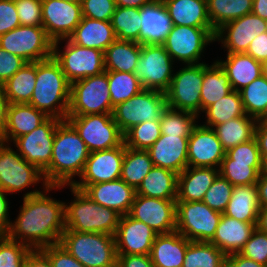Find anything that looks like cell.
Returning a JSON list of instances; mask_svg holds the SVG:
<instances>
[{"label": "cell", "instance_id": "cell-56", "mask_svg": "<svg viewBox=\"0 0 267 267\" xmlns=\"http://www.w3.org/2000/svg\"><path fill=\"white\" fill-rule=\"evenodd\" d=\"M27 63L22 57L11 54L0 47V85H3Z\"/></svg>", "mask_w": 267, "mask_h": 267}, {"label": "cell", "instance_id": "cell-38", "mask_svg": "<svg viewBox=\"0 0 267 267\" xmlns=\"http://www.w3.org/2000/svg\"><path fill=\"white\" fill-rule=\"evenodd\" d=\"M37 74V62H28L4 84L10 104H26L32 97Z\"/></svg>", "mask_w": 267, "mask_h": 267}, {"label": "cell", "instance_id": "cell-48", "mask_svg": "<svg viewBox=\"0 0 267 267\" xmlns=\"http://www.w3.org/2000/svg\"><path fill=\"white\" fill-rule=\"evenodd\" d=\"M160 135V120L145 121L124 133V144L131 149L148 150Z\"/></svg>", "mask_w": 267, "mask_h": 267}, {"label": "cell", "instance_id": "cell-26", "mask_svg": "<svg viewBox=\"0 0 267 267\" xmlns=\"http://www.w3.org/2000/svg\"><path fill=\"white\" fill-rule=\"evenodd\" d=\"M218 175L219 169L213 167L188 166L178 175L176 201H202Z\"/></svg>", "mask_w": 267, "mask_h": 267}, {"label": "cell", "instance_id": "cell-65", "mask_svg": "<svg viewBox=\"0 0 267 267\" xmlns=\"http://www.w3.org/2000/svg\"><path fill=\"white\" fill-rule=\"evenodd\" d=\"M228 257L236 264V267H267L261 263H257L252 259L246 258L239 253H233Z\"/></svg>", "mask_w": 267, "mask_h": 267}, {"label": "cell", "instance_id": "cell-72", "mask_svg": "<svg viewBox=\"0 0 267 267\" xmlns=\"http://www.w3.org/2000/svg\"><path fill=\"white\" fill-rule=\"evenodd\" d=\"M64 1L72 2V3H80V4L82 2V0H64Z\"/></svg>", "mask_w": 267, "mask_h": 267}, {"label": "cell", "instance_id": "cell-14", "mask_svg": "<svg viewBox=\"0 0 267 267\" xmlns=\"http://www.w3.org/2000/svg\"><path fill=\"white\" fill-rule=\"evenodd\" d=\"M0 47L27 62H37L52 57L53 41L43 27L20 25L0 36Z\"/></svg>", "mask_w": 267, "mask_h": 267}, {"label": "cell", "instance_id": "cell-6", "mask_svg": "<svg viewBox=\"0 0 267 267\" xmlns=\"http://www.w3.org/2000/svg\"><path fill=\"white\" fill-rule=\"evenodd\" d=\"M107 71L71 83L67 116L112 114Z\"/></svg>", "mask_w": 267, "mask_h": 267}, {"label": "cell", "instance_id": "cell-49", "mask_svg": "<svg viewBox=\"0 0 267 267\" xmlns=\"http://www.w3.org/2000/svg\"><path fill=\"white\" fill-rule=\"evenodd\" d=\"M31 249L21 242L0 236V267H24L25 258Z\"/></svg>", "mask_w": 267, "mask_h": 267}, {"label": "cell", "instance_id": "cell-25", "mask_svg": "<svg viewBox=\"0 0 267 267\" xmlns=\"http://www.w3.org/2000/svg\"><path fill=\"white\" fill-rule=\"evenodd\" d=\"M256 229V224L238 221L222 214L216 233L210 241L226 256L239 253Z\"/></svg>", "mask_w": 267, "mask_h": 267}, {"label": "cell", "instance_id": "cell-66", "mask_svg": "<svg viewBox=\"0 0 267 267\" xmlns=\"http://www.w3.org/2000/svg\"><path fill=\"white\" fill-rule=\"evenodd\" d=\"M157 0H115L116 7H134L141 9L144 6L150 5Z\"/></svg>", "mask_w": 267, "mask_h": 267}, {"label": "cell", "instance_id": "cell-46", "mask_svg": "<svg viewBox=\"0 0 267 267\" xmlns=\"http://www.w3.org/2000/svg\"><path fill=\"white\" fill-rule=\"evenodd\" d=\"M261 163L235 162L227 154L222 160L219 174L233 186L256 184Z\"/></svg>", "mask_w": 267, "mask_h": 267}, {"label": "cell", "instance_id": "cell-41", "mask_svg": "<svg viewBox=\"0 0 267 267\" xmlns=\"http://www.w3.org/2000/svg\"><path fill=\"white\" fill-rule=\"evenodd\" d=\"M111 24L117 40L141 43V9L116 7Z\"/></svg>", "mask_w": 267, "mask_h": 267}, {"label": "cell", "instance_id": "cell-15", "mask_svg": "<svg viewBox=\"0 0 267 267\" xmlns=\"http://www.w3.org/2000/svg\"><path fill=\"white\" fill-rule=\"evenodd\" d=\"M41 181L43 188H46L48 185L43 172L37 166L28 163L8 143L0 141V189L13 194Z\"/></svg>", "mask_w": 267, "mask_h": 267}, {"label": "cell", "instance_id": "cell-57", "mask_svg": "<svg viewBox=\"0 0 267 267\" xmlns=\"http://www.w3.org/2000/svg\"><path fill=\"white\" fill-rule=\"evenodd\" d=\"M20 25L15 0H0V36Z\"/></svg>", "mask_w": 267, "mask_h": 267}, {"label": "cell", "instance_id": "cell-12", "mask_svg": "<svg viewBox=\"0 0 267 267\" xmlns=\"http://www.w3.org/2000/svg\"><path fill=\"white\" fill-rule=\"evenodd\" d=\"M173 63L162 44L141 43V54L134 74L144 89L165 93L174 75Z\"/></svg>", "mask_w": 267, "mask_h": 267}, {"label": "cell", "instance_id": "cell-5", "mask_svg": "<svg viewBox=\"0 0 267 267\" xmlns=\"http://www.w3.org/2000/svg\"><path fill=\"white\" fill-rule=\"evenodd\" d=\"M60 244L85 267H115V236L65 230Z\"/></svg>", "mask_w": 267, "mask_h": 267}, {"label": "cell", "instance_id": "cell-13", "mask_svg": "<svg viewBox=\"0 0 267 267\" xmlns=\"http://www.w3.org/2000/svg\"><path fill=\"white\" fill-rule=\"evenodd\" d=\"M215 33L213 28L172 25L162 45L174 62L199 64L205 46L215 41Z\"/></svg>", "mask_w": 267, "mask_h": 267}, {"label": "cell", "instance_id": "cell-44", "mask_svg": "<svg viewBox=\"0 0 267 267\" xmlns=\"http://www.w3.org/2000/svg\"><path fill=\"white\" fill-rule=\"evenodd\" d=\"M227 256L210 242L191 241L182 267H221Z\"/></svg>", "mask_w": 267, "mask_h": 267}, {"label": "cell", "instance_id": "cell-37", "mask_svg": "<svg viewBox=\"0 0 267 267\" xmlns=\"http://www.w3.org/2000/svg\"><path fill=\"white\" fill-rule=\"evenodd\" d=\"M201 88V112L233 91L227 74L216 61L210 66L204 63Z\"/></svg>", "mask_w": 267, "mask_h": 267}, {"label": "cell", "instance_id": "cell-31", "mask_svg": "<svg viewBox=\"0 0 267 267\" xmlns=\"http://www.w3.org/2000/svg\"><path fill=\"white\" fill-rule=\"evenodd\" d=\"M48 116L36 109L34 106L26 104H9L7 111V123L5 136L2 142L9 144L16 138L32 132Z\"/></svg>", "mask_w": 267, "mask_h": 267}, {"label": "cell", "instance_id": "cell-70", "mask_svg": "<svg viewBox=\"0 0 267 267\" xmlns=\"http://www.w3.org/2000/svg\"><path fill=\"white\" fill-rule=\"evenodd\" d=\"M221 267H236V264L227 256L224 259Z\"/></svg>", "mask_w": 267, "mask_h": 267}, {"label": "cell", "instance_id": "cell-11", "mask_svg": "<svg viewBox=\"0 0 267 267\" xmlns=\"http://www.w3.org/2000/svg\"><path fill=\"white\" fill-rule=\"evenodd\" d=\"M203 78L204 62L187 64L180 68L173 75L170 86L165 92L167 107L199 116Z\"/></svg>", "mask_w": 267, "mask_h": 267}, {"label": "cell", "instance_id": "cell-18", "mask_svg": "<svg viewBox=\"0 0 267 267\" xmlns=\"http://www.w3.org/2000/svg\"><path fill=\"white\" fill-rule=\"evenodd\" d=\"M41 1L42 23L48 37L53 42L69 38L81 22V4L64 0Z\"/></svg>", "mask_w": 267, "mask_h": 267}, {"label": "cell", "instance_id": "cell-21", "mask_svg": "<svg viewBox=\"0 0 267 267\" xmlns=\"http://www.w3.org/2000/svg\"><path fill=\"white\" fill-rule=\"evenodd\" d=\"M225 155L215 131L197 123L188 140V166L219 169Z\"/></svg>", "mask_w": 267, "mask_h": 267}, {"label": "cell", "instance_id": "cell-16", "mask_svg": "<svg viewBox=\"0 0 267 267\" xmlns=\"http://www.w3.org/2000/svg\"><path fill=\"white\" fill-rule=\"evenodd\" d=\"M62 121L61 119L48 117L32 132L12 141L22 158L37 166L42 172L50 165L54 135L57 126Z\"/></svg>", "mask_w": 267, "mask_h": 267}, {"label": "cell", "instance_id": "cell-35", "mask_svg": "<svg viewBox=\"0 0 267 267\" xmlns=\"http://www.w3.org/2000/svg\"><path fill=\"white\" fill-rule=\"evenodd\" d=\"M141 54V43L115 40L104 52L105 71L134 73Z\"/></svg>", "mask_w": 267, "mask_h": 267}, {"label": "cell", "instance_id": "cell-43", "mask_svg": "<svg viewBox=\"0 0 267 267\" xmlns=\"http://www.w3.org/2000/svg\"><path fill=\"white\" fill-rule=\"evenodd\" d=\"M245 113L258 120H267V76L264 74L239 91Z\"/></svg>", "mask_w": 267, "mask_h": 267}, {"label": "cell", "instance_id": "cell-52", "mask_svg": "<svg viewBox=\"0 0 267 267\" xmlns=\"http://www.w3.org/2000/svg\"><path fill=\"white\" fill-rule=\"evenodd\" d=\"M82 17L111 22L116 9L115 0H82Z\"/></svg>", "mask_w": 267, "mask_h": 267}, {"label": "cell", "instance_id": "cell-30", "mask_svg": "<svg viewBox=\"0 0 267 267\" xmlns=\"http://www.w3.org/2000/svg\"><path fill=\"white\" fill-rule=\"evenodd\" d=\"M69 39L79 46L105 52L116 36L111 22L82 17Z\"/></svg>", "mask_w": 267, "mask_h": 267}, {"label": "cell", "instance_id": "cell-69", "mask_svg": "<svg viewBox=\"0 0 267 267\" xmlns=\"http://www.w3.org/2000/svg\"><path fill=\"white\" fill-rule=\"evenodd\" d=\"M259 175L267 176V154H261V167Z\"/></svg>", "mask_w": 267, "mask_h": 267}, {"label": "cell", "instance_id": "cell-9", "mask_svg": "<svg viewBox=\"0 0 267 267\" xmlns=\"http://www.w3.org/2000/svg\"><path fill=\"white\" fill-rule=\"evenodd\" d=\"M167 108L166 95L157 90L143 89L129 100L113 108L112 117L124 134L145 121L160 120Z\"/></svg>", "mask_w": 267, "mask_h": 267}, {"label": "cell", "instance_id": "cell-62", "mask_svg": "<svg viewBox=\"0 0 267 267\" xmlns=\"http://www.w3.org/2000/svg\"><path fill=\"white\" fill-rule=\"evenodd\" d=\"M9 101L3 85H0V141L4 140Z\"/></svg>", "mask_w": 267, "mask_h": 267}, {"label": "cell", "instance_id": "cell-7", "mask_svg": "<svg viewBox=\"0 0 267 267\" xmlns=\"http://www.w3.org/2000/svg\"><path fill=\"white\" fill-rule=\"evenodd\" d=\"M221 217L203 201H176V231L190 241L210 242Z\"/></svg>", "mask_w": 267, "mask_h": 267}, {"label": "cell", "instance_id": "cell-1", "mask_svg": "<svg viewBox=\"0 0 267 267\" xmlns=\"http://www.w3.org/2000/svg\"><path fill=\"white\" fill-rule=\"evenodd\" d=\"M65 186H47L40 190L27 192L14 222H11L7 236L38 250L60 243L65 231V202L55 200L47 193Z\"/></svg>", "mask_w": 267, "mask_h": 267}, {"label": "cell", "instance_id": "cell-10", "mask_svg": "<svg viewBox=\"0 0 267 267\" xmlns=\"http://www.w3.org/2000/svg\"><path fill=\"white\" fill-rule=\"evenodd\" d=\"M66 120L78 132L90 153L112 149L124 142V134L112 114L67 116Z\"/></svg>", "mask_w": 267, "mask_h": 267}, {"label": "cell", "instance_id": "cell-53", "mask_svg": "<svg viewBox=\"0 0 267 267\" xmlns=\"http://www.w3.org/2000/svg\"><path fill=\"white\" fill-rule=\"evenodd\" d=\"M20 24L43 27L41 0H15Z\"/></svg>", "mask_w": 267, "mask_h": 267}, {"label": "cell", "instance_id": "cell-64", "mask_svg": "<svg viewBox=\"0 0 267 267\" xmlns=\"http://www.w3.org/2000/svg\"><path fill=\"white\" fill-rule=\"evenodd\" d=\"M256 186L260 207H267V176L259 175Z\"/></svg>", "mask_w": 267, "mask_h": 267}, {"label": "cell", "instance_id": "cell-32", "mask_svg": "<svg viewBox=\"0 0 267 267\" xmlns=\"http://www.w3.org/2000/svg\"><path fill=\"white\" fill-rule=\"evenodd\" d=\"M141 43L162 44L172 27L171 19L161 0L141 8Z\"/></svg>", "mask_w": 267, "mask_h": 267}, {"label": "cell", "instance_id": "cell-68", "mask_svg": "<svg viewBox=\"0 0 267 267\" xmlns=\"http://www.w3.org/2000/svg\"><path fill=\"white\" fill-rule=\"evenodd\" d=\"M256 228L264 233H267V207L260 208Z\"/></svg>", "mask_w": 267, "mask_h": 267}, {"label": "cell", "instance_id": "cell-34", "mask_svg": "<svg viewBox=\"0 0 267 267\" xmlns=\"http://www.w3.org/2000/svg\"><path fill=\"white\" fill-rule=\"evenodd\" d=\"M177 185V173L153 166L137 188L136 195L160 199H177Z\"/></svg>", "mask_w": 267, "mask_h": 267}, {"label": "cell", "instance_id": "cell-59", "mask_svg": "<svg viewBox=\"0 0 267 267\" xmlns=\"http://www.w3.org/2000/svg\"><path fill=\"white\" fill-rule=\"evenodd\" d=\"M118 267H155L151 261L150 255H126L117 254Z\"/></svg>", "mask_w": 267, "mask_h": 267}, {"label": "cell", "instance_id": "cell-22", "mask_svg": "<svg viewBox=\"0 0 267 267\" xmlns=\"http://www.w3.org/2000/svg\"><path fill=\"white\" fill-rule=\"evenodd\" d=\"M156 235L144 222L122 215L115 234L117 254L149 255Z\"/></svg>", "mask_w": 267, "mask_h": 267}, {"label": "cell", "instance_id": "cell-54", "mask_svg": "<svg viewBox=\"0 0 267 267\" xmlns=\"http://www.w3.org/2000/svg\"><path fill=\"white\" fill-rule=\"evenodd\" d=\"M226 154L235 162L261 163V154L255 137L229 149Z\"/></svg>", "mask_w": 267, "mask_h": 267}, {"label": "cell", "instance_id": "cell-24", "mask_svg": "<svg viewBox=\"0 0 267 267\" xmlns=\"http://www.w3.org/2000/svg\"><path fill=\"white\" fill-rule=\"evenodd\" d=\"M101 206L115 210L121 216L129 213L136 190L122 179L87 185L83 190Z\"/></svg>", "mask_w": 267, "mask_h": 267}, {"label": "cell", "instance_id": "cell-4", "mask_svg": "<svg viewBox=\"0 0 267 267\" xmlns=\"http://www.w3.org/2000/svg\"><path fill=\"white\" fill-rule=\"evenodd\" d=\"M74 200L65 203V230L104 233L115 236L121 215L94 202L82 190L70 185Z\"/></svg>", "mask_w": 267, "mask_h": 267}, {"label": "cell", "instance_id": "cell-50", "mask_svg": "<svg viewBox=\"0 0 267 267\" xmlns=\"http://www.w3.org/2000/svg\"><path fill=\"white\" fill-rule=\"evenodd\" d=\"M233 185L220 174L206 191L203 202L211 209L223 214L231 198Z\"/></svg>", "mask_w": 267, "mask_h": 267}, {"label": "cell", "instance_id": "cell-2", "mask_svg": "<svg viewBox=\"0 0 267 267\" xmlns=\"http://www.w3.org/2000/svg\"><path fill=\"white\" fill-rule=\"evenodd\" d=\"M90 155L75 128L63 120L56 129L50 165L43 171L48 186H70L81 176Z\"/></svg>", "mask_w": 267, "mask_h": 267}, {"label": "cell", "instance_id": "cell-20", "mask_svg": "<svg viewBox=\"0 0 267 267\" xmlns=\"http://www.w3.org/2000/svg\"><path fill=\"white\" fill-rule=\"evenodd\" d=\"M125 148L123 142L115 148L90 153L80 176L81 180L75 181L72 186L83 190L89 184L119 179Z\"/></svg>", "mask_w": 267, "mask_h": 267}, {"label": "cell", "instance_id": "cell-28", "mask_svg": "<svg viewBox=\"0 0 267 267\" xmlns=\"http://www.w3.org/2000/svg\"><path fill=\"white\" fill-rule=\"evenodd\" d=\"M226 61L216 62L227 74L233 90L240 91L263 75V63L246 53L226 54Z\"/></svg>", "mask_w": 267, "mask_h": 267}, {"label": "cell", "instance_id": "cell-8", "mask_svg": "<svg viewBox=\"0 0 267 267\" xmlns=\"http://www.w3.org/2000/svg\"><path fill=\"white\" fill-rule=\"evenodd\" d=\"M63 40H66L64 51L58 48L61 40L53 42L52 57L58 62L70 83L105 71L104 52L79 46L69 38Z\"/></svg>", "mask_w": 267, "mask_h": 267}, {"label": "cell", "instance_id": "cell-29", "mask_svg": "<svg viewBox=\"0 0 267 267\" xmlns=\"http://www.w3.org/2000/svg\"><path fill=\"white\" fill-rule=\"evenodd\" d=\"M172 25L212 28L206 0H161Z\"/></svg>", "mask_w": 267, "mask_h": 267}, {"label": "cell", "instance_id": "cell-63", "mask_svg": "<svg viewBox=\"0 0 267 267\" xmlns=\"http://www.w3.org/2000/svg\"><path fill=\"white\" fill-rule=\"evenodd\" d=\"M255 138L260 154H267V120H258L255 126Z\"/></svg>", "mask_w": 267, "mask_h": 267}, {"label": "cell", "instance_id": "cell-40", "mask_svg": "<svg viewBox=\"0 0 267 267\" xmlns=\"http://www.w3.org/2000/svg\"><path fill=\"white\" fill-rule=\"evenodd\" d=\"M153 162L147 150L125 148L120 179L137 190L144 177L153 168Z\"/></svg>", "mask_w": 267, "mask_h": 267}, {"label": "cell", "instance_id": "cell-55", "mask_svg": "<svg viewBox=\"0 0 267 267\" xmlns=\"http://www.w3.org/2000/svg\"><path fill=\"white\" fill-rule=\"evenodd\" d=\"M49 259L52 267H85L60 243L40 249Z\"/></svg>", "mask_w": 267, "mask_h": 267}, {"label": "cell", "instance_id": "cell-45", "mask_svg": "<svg viewBox=\"0 0 267 267\" xmlns=\"http://www.w3.org/2000/svg\"><path fill=\"white\" fill-rule=\"evenodd\" d=\"M107 77L113 107L129 100L144 89L134 73L107 71Z\"/></svg>", "mask_w": 267, "mask_h": 267}, {"label": "cell", "instance_id": "cell-71", "mask_svg": "<svg viewBox=\"0 0 267 267\" xmlns=\"http://www.w3.org/2000/svg\"><path fill=\"white\" fill-rule=\"evenodd\" d=\"M263 74L267 76V61L263 63Z\"/></svg>", "mask_w": 267, "mask_h": 267}, {"label": "cell", "instance_id": "cell-19", "mask_svg": "<svg viewBox=\"0 0 267 267\" xmlns=\"http://www.w3.org/2000/svg\"><path fill=\"white\" fill-rule=\"evenodd\" d=\"M267 32V21L251 13L229 21L215 33V41H220L227 54L245 53L251 42Z\"/></svg>", "mask_w": 267, "mask_h": 267}, {"label": "cell", "instance_id": "cell-47", "mask_svg": "<svg viewBox=\"0 0 267 267\" xmlns=\"http://www.w3.org/2000/svg\"><path fill=\"white\" fill-rule=\"evenodd\" d=\"M196 114L188 111H180L167 107L160 118L161 134L180 135L190 137L193 129L197 126Z\"/></svg>", "mask_w": 267, "mask_h": 267}, {"label": "cell", "instance_id": "cell-61", "mask_svg": "<svg viewBox=\"0 0 267 267\" xmlns=\"http://www.w3.org/2000/svg\"><path fill=\"white\" fill-rule=\"evenodd\" d=\"M24 267H52L48 257L40 250H31L25 258Z\"/></svg>", "mask_w": 267, "mask_h": 267}, {"label": "cell", "instance_id": "cell-23", "mask_svg": "<svg viewBox=\"0 0 267 267\" xmlns=\"http://www.w3.org/2000/svg\"><path fill=\"white\" fill-rule=\"evenodd\" d=\"M188 140L189 137L161 134L147 150L153 165L179 175L188 167Z\"/></svg>", "mask_w": 267, "mask_h": 267}, {"label": "cell", "instance_id": "cell-58", "mask_svg": "<svg viewBox=\"0 0 267 267\" xmlns=\"http://www.w3.org/2000/svg\"><path fill=\"white\" fill-rule=\"evenodd\" d=\"M245 53L255 60L265 63L267 61V32L257 36Z\"/></svg>", "mask_w": 267, "mask_h": 267}, {"label": "cell", "instance_id": "cell-51", "mask_svg": "<svg viewBox=\"0 0 267 267\" xmlns=\"http://www.w3.org/2000/svg\"><path fill=\"white\" fill-rule=\"evenodd\" d=\"M239 254L267 266V233L256 228Z\"/></svg>", "mask_w": 267, "mask_h": 267}, {"label": "cell", "instance_id": "cell-27", "mask_svg": "<svg viewBox=\"0 0 267 267\" xmlns=\"http://www.w3.org/2000/svg\"><path fill=\"white\" fill-rule=\"evenodd\" d=\"M190 242L178 231L157 234L149 254L153 265L155 267H182Z\"/></svg>", "mask_w": 267, "mask_h": 267}, {"label": "cell", "instance_id": "cell-3", "mask_svg": "<svg viewBox=\"0 0 267 267\" xmlns=\"http://www.w3.org/2000/svg\"><path fill=\"white\" fill-rule=\"evenodd\" d=\"M70 90L71 83L53 57L37 61L36 84L28 104L48 117L66 120Z\"/></svg>", "mask_w": 267, "mask_h": 267}, {"label": "cell", "instance_id": "cell-60", "mask_svg": "<svg viewBox=\"0 0 267 267\" xmlns=\"http://www.w3.org/2000/svg\"><path fill=\"white\" fill-rule=\"evenodd\" d=\"M7 193L0 189V236H7L11 222L9 217V199H7Z\"/></svg>", "mask_w": 267, "mask_h": 267}, {"label": "cell", "instance_id": "cell-36", "mask_svg": "<svg viewBox=\"0 0 267 267\" xmlns=\"http://www.w3.org/2000/svg\"><path fill=\"white\" fill-rule=\"evenodd\" d=\"M256 123V119L246 114L215 125L212 129L215 131L224 150L228 151L241 143L252 140L255 137Z\"/></svg>", "mask_w": 267, "mask_h": 267}, {"label": "cell", "instance_id": "cell-39", "mask_svg": "<svg viewBox=\"0 0 267 267\" xmlns=\"http://www.w3.org/2000/svg\"><path fill=\"white\" fill-rule=\"evenodd\" d=\"M207 13L216 31L225 23L252 12L253 0H206Z\"/></svg>", "mask_w": 267, "mask_h": 267}, {"label": "cell", "instance_id": "cell-42", "mask_svg": "<svg viewBox=\"0 0 267 267\" xmlns=\"http://www.w3.org/2000/svg\"><path fill=\"white\" fill-rule=\"evenodd\" d=\"M203 112L207 118L203 126L208 128L246 115L240 93L235 90L207 107Z\"/></svg>", "mask_w": 267, "mask_h": 267}, {"label": "cell", "instance_id": "cell-67", "mask_svg": "<svg viewBox=\"0 0 267 267\" xmlns=\"http://www.w3.org/2000/svg\"><path fill=\"white\" fill-rule=\"evenodd\" d=\"M252 13L267 21V0H253Z\"/></svg>", "mask_w": 267, "mask_h": 267}, {"label": "cell", "instance_id": "cell-17", "mask_svg": "<svg viewBox=\"0 0 267 267\" xmlns=\"http://www.w3.org/2000/svg\"><path fill=\"white\" fill-rule=\"evenodd\" d=\"M176 200L136 195L128 215L157 234L171 233L176 231Z\"/></svg>", "mask_w": 267, "mask_h": 267}, {"label": "cell", "instance_id": "cell-33", "mask_svg": "<svg viewBox=\"0 0 267 267\" xmlns=\"http://www.w3.org/2000/svg\"><path fill=\"white\" fill-rule=\"evenodd\" d=\"M256 184L234 186L224 215L256 224L260 210Z\"/></svg>", "mask_w": 267, "mask_h": 267}]
</instances>
